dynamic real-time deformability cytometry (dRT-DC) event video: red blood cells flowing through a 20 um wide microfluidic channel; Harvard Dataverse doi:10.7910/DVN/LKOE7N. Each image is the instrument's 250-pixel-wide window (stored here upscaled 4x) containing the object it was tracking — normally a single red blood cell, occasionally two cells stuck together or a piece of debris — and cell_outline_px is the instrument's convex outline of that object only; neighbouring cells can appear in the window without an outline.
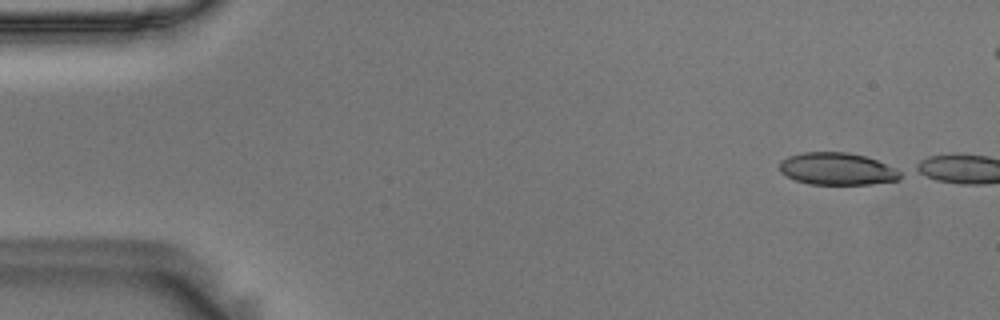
{"species": "Egyptian fruit bat (a non-hibernating species)", "species_latin": "Rousettus aegyptiacus", "temperature_condition": "room temperature", "stored_images_in_passage": 3, "camera_frame_rate_fps": 3000, "um_per_image_px": 0.085, "animal": {"sex": "male"}, "frame": {"image": 1, "passage_image": 1, "time_ms": 0.0, "image_size_px": [1000, 320], "cell_outline_px": [[900, 180], [868, 184], [808, 184], [796, 180], [780, 172], [780, 160], [788, 156], [804, 152], [848, 152], [864, 156], [876, 160], [900, 172]], "centroid_in_image_um": [71.11, 14.35], "position_along_channel_um": 13.9, "area_um2": 22.43}}